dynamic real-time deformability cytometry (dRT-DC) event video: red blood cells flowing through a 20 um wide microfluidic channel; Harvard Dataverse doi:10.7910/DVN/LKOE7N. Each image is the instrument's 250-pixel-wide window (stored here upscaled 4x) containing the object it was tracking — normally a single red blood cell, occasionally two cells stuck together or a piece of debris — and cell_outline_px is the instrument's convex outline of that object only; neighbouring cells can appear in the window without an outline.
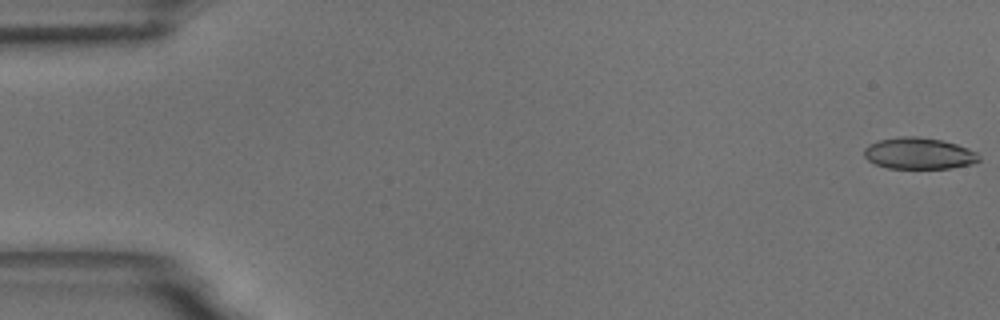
{"species": "common noctule bat (a hibernating species)", "species_latin": "Nyctalus noctula", "temperature_condition": "room temperature", "stored_images_in_passage": 5, "camera_frame_rate_fps": 3000, "um_per_image_px": 0.085, "animal": {"sex": "male", "body_mass_g": 18.8}, "frame": {"image": 1, "passage_image": 1, "time_ms": 0.0, "image_size_px": [1000, 320], "cell_outline_px": [[980, 160], [972, 164], [952, 168], [888, 168], [876, 164], [868, 160], [864, 156], [864, 148], [868, 144], [880, 140], [900, 136], [920, 136], [940, 140], [956, 144], [968, 148], [976, 152], [980, 156]], "centroid_in_image_um": [78.11, 13.04], "position_along_channel_um": 6.9, "area_um2": 21.1}}